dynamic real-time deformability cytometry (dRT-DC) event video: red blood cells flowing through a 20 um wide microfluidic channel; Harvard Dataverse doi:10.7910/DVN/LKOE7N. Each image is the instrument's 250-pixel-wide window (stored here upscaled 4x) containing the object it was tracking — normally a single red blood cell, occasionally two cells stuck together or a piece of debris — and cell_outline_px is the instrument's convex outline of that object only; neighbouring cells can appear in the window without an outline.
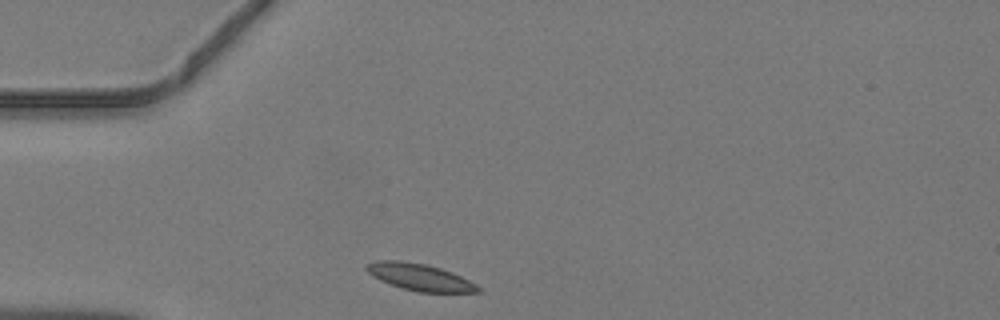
{"species": "common noctule bat (a hibernating species)", "species_latin": "Nyctalus noctula", "temperature_condition": "warm", "stored_images_in_passage": 34, "camera_frame_rate_fps": 3000, "um_per_image_px": 0.085, "animal": {"sex": "male", "body_mass_g": 19.2, "forearm_length_mm": 51.8}, "frame": {"image": 1, "passage_image": 1, "time_ms": 0.0, "image_size_px": [1000, 320], "cell_outline_px": [[484, 292], [420, 292], [404, 288], [380, 280], [372, 276], [364, 268], [368, 264], [376, 260], [400, 260], [424, 264], [440, 268], [452, 272], [476, 284]], "centroid_in_image_um": [35.69, 23.55], "position_along_channel_um": 49.3, "area_um2": 17.22}}
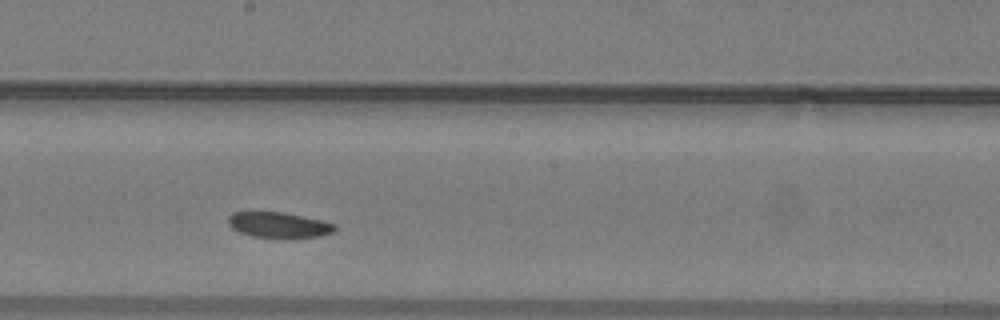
{"frame": {"image": 2, "passage_image": 14, "time_ms": 4.333, "image_size_px": [1000, 320], "cell_outline_px": [[336, 228], [332, 232], [320, 236], [252, 236], [240, 232], [232, 228], [228, 224], [228, 216], [232, 212], [252, 208], [284, 212], [320, 220], [336, 224]], "centroid_in_image_um": [23.56, 19.03], "position_along_channel_um": 224.6, "area_um2": 16.07}}
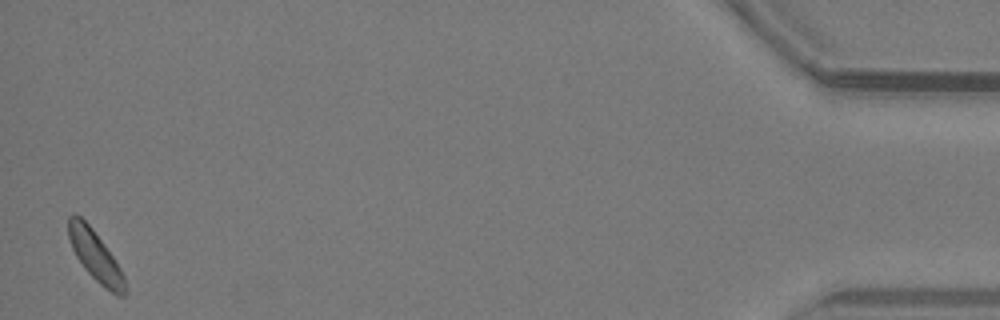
{"frame": {"image": 3, "passage_image": 34, "time_ms": 11.0, "image_size_px": [1000, 320], "cell_outline_px": [[128, 292], [124, 296], [116, 296], [104, 288], [84, 268], [76, 256], [72, 248], [68, 236], [68, 216], [72, 212], [80, 216], [92, 228], [104, 244], [120, 268], [124, 276]], "centroid_in_image_um": [8.11, 21.77], "position_along_channel_um": 427.1, "area_um2": 16.59}}